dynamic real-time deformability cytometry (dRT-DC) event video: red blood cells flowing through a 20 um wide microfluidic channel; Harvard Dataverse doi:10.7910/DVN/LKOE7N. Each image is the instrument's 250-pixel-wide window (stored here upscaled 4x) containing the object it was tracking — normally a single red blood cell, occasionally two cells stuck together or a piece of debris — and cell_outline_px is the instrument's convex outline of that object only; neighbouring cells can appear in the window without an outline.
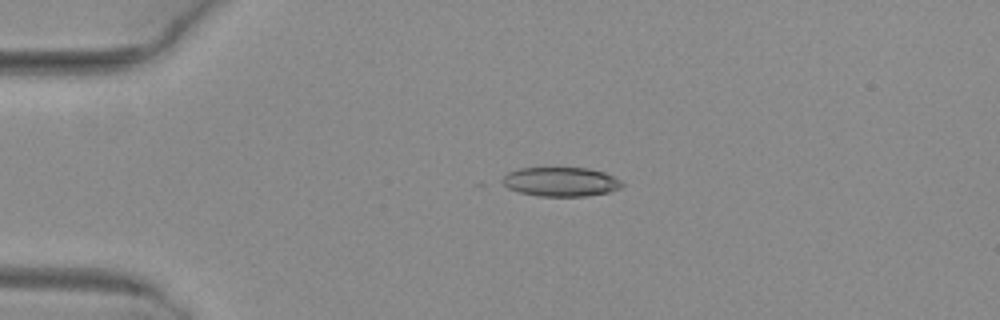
{"species": "common noctule bat (a hibernating species)", "species_latin": "Nyctalus noctula", "temperature_condition": "warm", "stored_images_in_passage": 52, "camera_frame_rate_fps": 3000, "um_per_image_px": 0.085, "animal": {"sex": "female", "body_mass_g": 29.2, "forearm_length_mm": 56.3}, "frame": {"image": 1, "passage_image": 13, "time_ms": 4.0, "image_size_px": [1000, 320], "cell_outline_px": [[624, 184], [620, 188], [608, 192], [588, 196], [540, 196], [520, 192], [508, 188], [500, 184], [500, 180], [508, 172], [520, 168], [588, 168], [604, 172], [620, 180]], "centroid_in_image_um": [47.64, 15.45], "position_along_channel_um": 37.4, "area_um2": 20.4}}
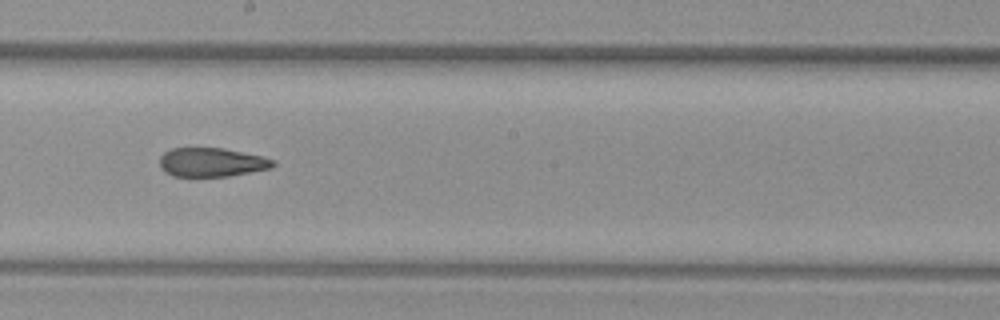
{"frame": {"image": 2, "passage_image": 30, "time_ms": 9.667, "image_size_px": [1000, 320], "cell_outline_px": [[276, 164], [272, 168], [228, 176], [172, 176], [164, 172], [160, 168], [160, 156], [164, 152], [172, 148], [224, 148], [264, 156], [272, 160]], "centroid_in_image_um": [17.98, 13.79], "position_along_channel_um": 230.2, "area_um2": 19.19}}
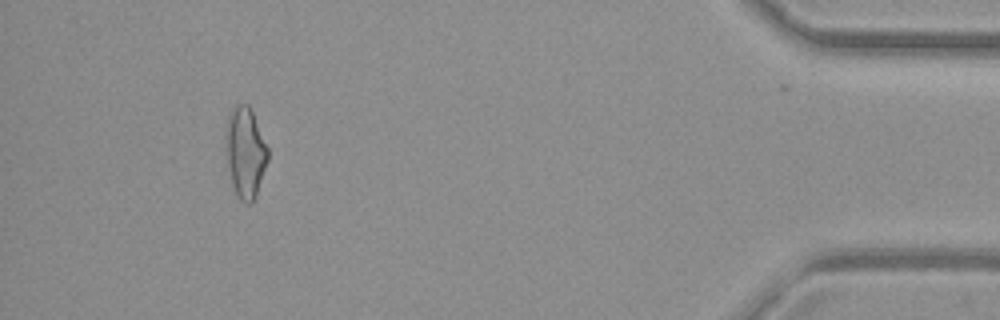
{"frame": {"image": 3, "passage_image": 48, "time_ms": 15.667, "image_size_px": [1000, 320], "cell_outline_px": [[268, 160], [256, 196], [252, 204], [248, 204], [240, 200], [232, 184], [224, 148], [228, 112], [236, 104], [248, 104], [252, 112], [268, 148]], "centroid_in_image_um": [20.83, 12.95], "position_along_channel_um": 414.4, "area_um2": 22.31}, "authors_computed_cell_mechanics": {"area_um2": 21.1259, "velocity_mm_per_s": 4.1428, "shape_relaxation_time_tau1_ms": null, "shape_relaxation_time_tau2_ms": 2.856, "deformation_change_tau1": null, "deformation_change_tau2": 0.1162}}